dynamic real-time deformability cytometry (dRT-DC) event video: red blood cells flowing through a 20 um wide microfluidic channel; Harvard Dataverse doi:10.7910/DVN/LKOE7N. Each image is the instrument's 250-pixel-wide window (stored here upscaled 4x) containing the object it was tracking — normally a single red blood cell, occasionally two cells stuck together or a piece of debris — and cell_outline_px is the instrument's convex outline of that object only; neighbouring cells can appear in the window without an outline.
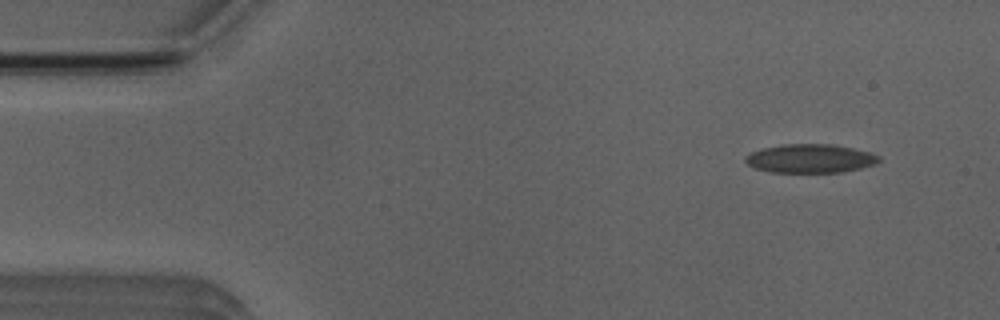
{"species": "Egyptian fruit bat (a non-hibernating species)", "species_latin": "Rousettus aegyptiacus", "temperature_condition": "room temperature", "stored_images_in_passage": 5, "camera_frame_rate_fps": 3000, "um_per_image_px": 0.085, "animal": {"sex": "male"}, "frame": {"image": 1, "passage_image": 1, "time_ms": 0.0, "image_size_px": [1000, 320], "cell_outline_px": [[880, 160], [876, 164], [844, 172], [772, 172], [756, 168], [748, 164], [744, 160], [744, 156], [752, 152], [764, 148], [784, 144], [832, 144], [872, 152], [880, 156]], "centroid_in_image_um": [68.9, 13.47], "position_along_channel_um": 16.1, "area_um2": 22.31}}
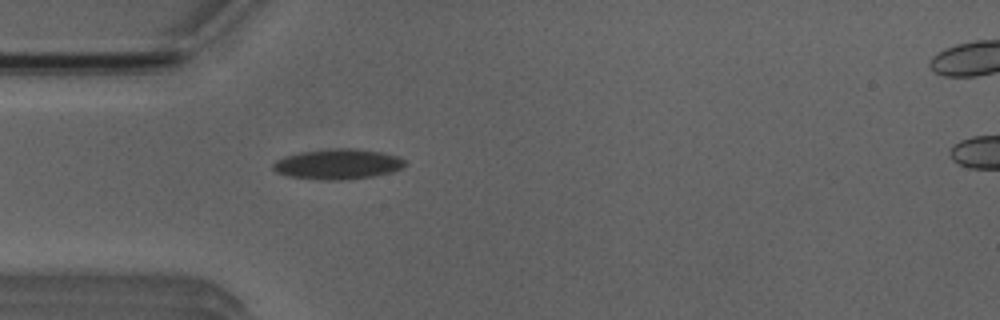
{"frame": {"image": 2, "passage_image": 4, "time_ms": 3.333, "image_size_px": [1000, 320], "cell_outline_px": [[408, 164], [392, 172], [372, 176], [348, 180], [320, 180], [288, 176], [276, 172], [272, 168], [272, 164], [276, 160], [284, 156], [304, 152], [332, 148], [356, 148], [380, 152], [400, 156]], "centroid_in_image_um": [28.72, 13.95], "position_along_channel_um": 56.3, "area_um2": 23.41}}